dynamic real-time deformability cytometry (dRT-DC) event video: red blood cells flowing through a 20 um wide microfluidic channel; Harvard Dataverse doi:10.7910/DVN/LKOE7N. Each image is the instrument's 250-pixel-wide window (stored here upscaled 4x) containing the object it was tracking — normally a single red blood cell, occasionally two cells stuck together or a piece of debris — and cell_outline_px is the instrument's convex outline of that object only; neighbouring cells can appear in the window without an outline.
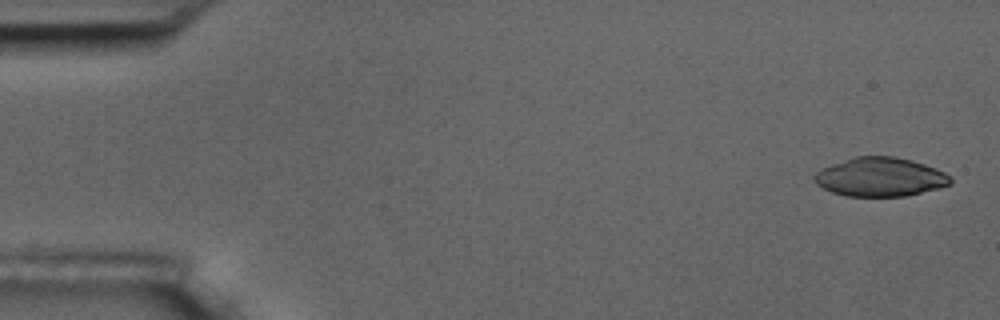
{"species": "common noctule bat (a hibernating species)", "species_latin": "Nyctalus noctula", "temperature_condition": "room temperature", "stored_images_in_passage": 5, "camera_frame_rate_fps": 3000, "um_per_image_px": 0.085, "animal": {"sex": "male", "body_mass_g": 17.5, "forearm_length_mm": 52.3}, "frame": {"image": 1, "passage_image": 1, "time_ms": 0.0, "image_size_px": [1000, 320], "cell_outline_px": [[952, 184], [940, 188], [904, 196], [848, 196], [832, 192], [816, 184], [812, 180], [812, 176], [820, 168], [856, 156], [892, 156], [912, 160], [936, 168], [944, 172], [952, 180]], "centroid_in_image_um": [74.8, 15.04], "position_along_channel_um": 10.2, "area_um2": 30.87}}